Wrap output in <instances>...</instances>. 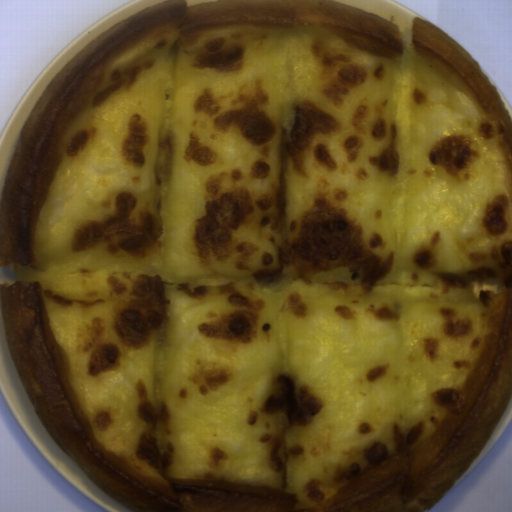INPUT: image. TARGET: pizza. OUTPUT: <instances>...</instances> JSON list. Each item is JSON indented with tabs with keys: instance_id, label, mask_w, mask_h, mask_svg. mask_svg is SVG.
Here are the masks:
<instances>
[{
	"instance_id": "dd6c1bee",
	"label": "pizza",
	"mask_w": 512,
	"mask_h": 512,
	"mask_svg": "<svg viewBox=\"0 0 512 512\" xmlns=\"http://www.w3.org/2000/svg\"><path fill=\"white\" fill-rule=\"evenodd\" d=\"M48 435L132 512H428L512 402V115L446 31L169 0L49 80L0 193Z\"/></svg>"
}]
</instances>
